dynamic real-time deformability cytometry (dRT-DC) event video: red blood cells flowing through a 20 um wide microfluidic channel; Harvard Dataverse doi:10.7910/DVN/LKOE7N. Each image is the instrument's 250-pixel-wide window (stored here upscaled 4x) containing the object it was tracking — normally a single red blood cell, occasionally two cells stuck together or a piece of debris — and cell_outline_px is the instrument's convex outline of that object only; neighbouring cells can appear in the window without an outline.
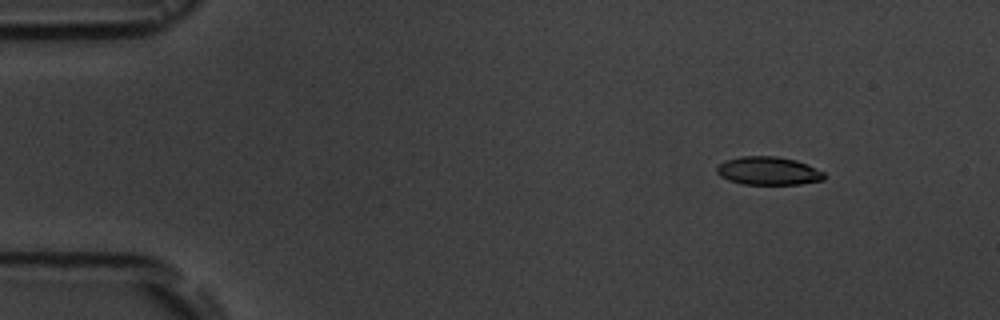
{"species": "common noctule bat (a hibernating species)", "species_latin": "Nyctalus noctula", "temperature_condition": "room temperature", "stored_images_in_passage": 4, "camera_frame_rate_fps": 3000, "um_per_image_px": 0.085, "animal": {"sex": "male", "body_mass_g": 19.5, "forearm_length_mm": 54.6}, "frame": {"image": 1, "passage_image": 1, "time_ms": 0.0, "image_size_px": [1000, 320], "cell_outline_px": [[824, 180], [800, 184], [744, 184], [728, 180], [720, 176], [716, 172], [716, 168], [724, 160], [740, 156], [776, 156], [796, 160], [808, 164], [824, 172]], "centroid_in_image_um": [65.3, 14.52], "position_along_channel_um": 19.7, "area_um2": 17.74}}
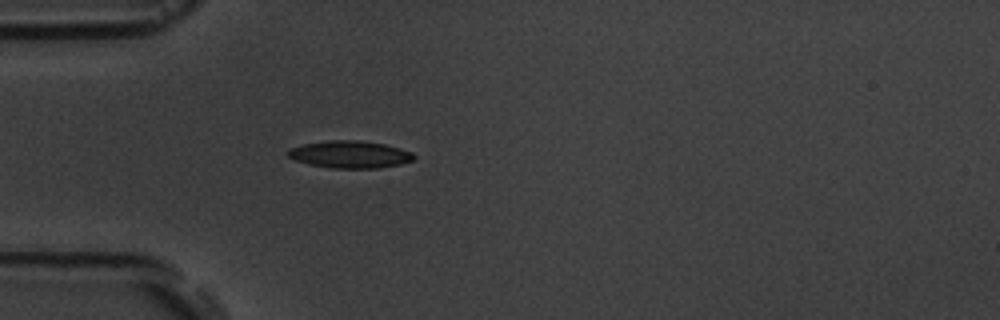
{"frame": {"image": 2, "passage_image": 4, "time_ms": 3.333, "image_size_px": [1000, 320], "cell_outline_px": [[416, 156], [412, 160], [400, 164], [380, 168], [332, 168], [308, 164], [296, 160], [288, 156], [288, 148], [304, 144], [328, 140], [360, 140], [384, 144], [400, 148], [412, 152]], "centroid_in_image_um": [29.75, 13.12], "position_along_channel_um": 55.3, "area_um2": 20.0}}